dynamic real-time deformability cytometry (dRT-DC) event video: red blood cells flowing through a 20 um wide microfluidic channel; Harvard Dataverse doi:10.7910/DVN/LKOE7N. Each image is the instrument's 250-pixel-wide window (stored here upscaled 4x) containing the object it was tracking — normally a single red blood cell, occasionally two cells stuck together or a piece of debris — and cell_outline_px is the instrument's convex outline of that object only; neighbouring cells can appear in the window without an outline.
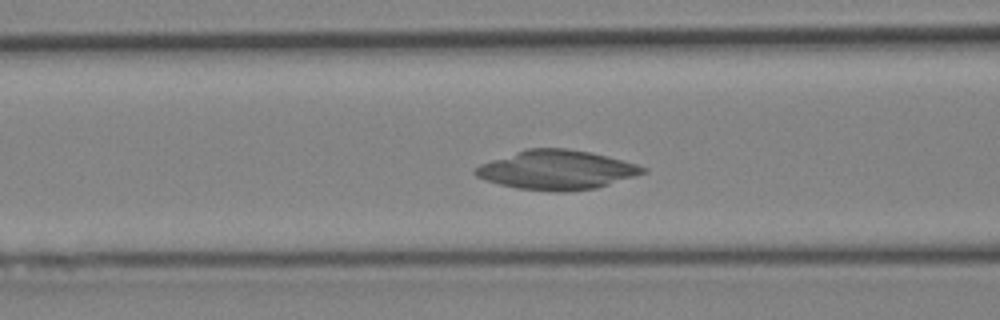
{"species": "Egyptian fruit bat (a non-hibernating species)", "species_latin": "Rousettus aegyptiacus", "temperature_condition": "cold", "stored_images_in_passage": 32, "camera_frame_rate_fps": 3000, "um_per_image_px": 0.085, "animal": {"sex": "female"}, "frame": {"image": 1, "passage_image": 4, "time_ms": 1.0, "image_size_px": [1000, 320], "cell_outline_px": [[648, 172], [636, 176], [596, 188], [564, 192], [560, 192], [516, 188], [484, 180], [476, 176], [472, 172], [472, 168], [480, 164], [528, 148], [564, 148], [592, 152], [608, 156], [636, 164], [648, 168]], "centroid_in_image_um": [47.32, 14.45], "position_along_channel_um": 119.3, "area_um2": 38.32}}
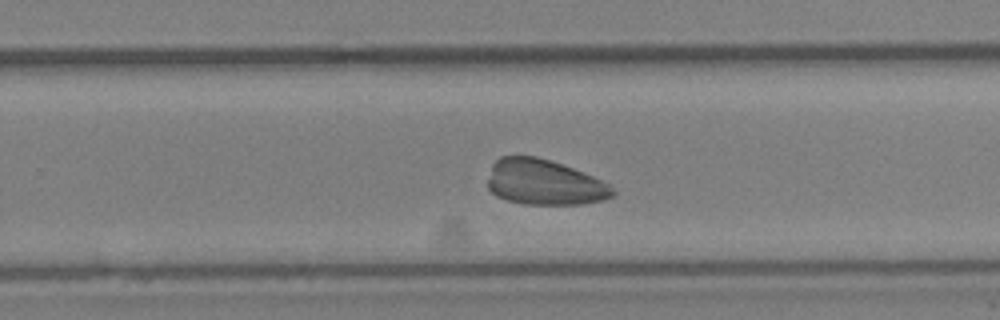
{"frame": {"image": 2, "passage_image": 15, "time_ms": 4.667, "image_size_px": [1000, 320], "cell_outline_px": [[616, 192], [612, 196], [604, 200], [584, 204], [524, 204], [508, 200], [496, 196], [488, 188], [488, 180], [492, 164], [500, 156], [536, 156], [572, 168], [592, 176], [608, 184]], "centroid_in_image_um": [46.24, 15.51], "position_along_channel_um": 283.6, "area_um2": 32.83}}
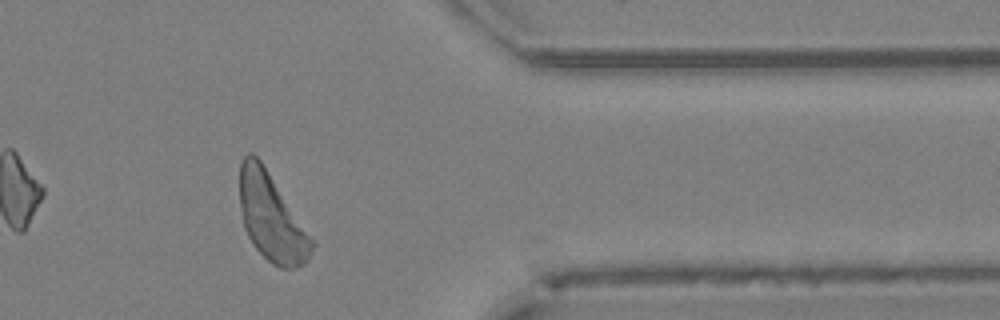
{"frame": {"image": 3, "passage_image": 23, "time_ms": 7.333, "image_size_px": [1000, 320], "cell_outline_px": [[316, 244], [308, 260], [304, 264], [296, 268], [280, 268], [272, 264], [252, 244], [244, 228], [240, 204], [240, 164], [244, 156], [248, 152], [252, 152], [260, 160]], "centroid_in_image_um": [23.07, 18.52], "position_along_channel_um": 388.3, "area_um2": 36.24}}